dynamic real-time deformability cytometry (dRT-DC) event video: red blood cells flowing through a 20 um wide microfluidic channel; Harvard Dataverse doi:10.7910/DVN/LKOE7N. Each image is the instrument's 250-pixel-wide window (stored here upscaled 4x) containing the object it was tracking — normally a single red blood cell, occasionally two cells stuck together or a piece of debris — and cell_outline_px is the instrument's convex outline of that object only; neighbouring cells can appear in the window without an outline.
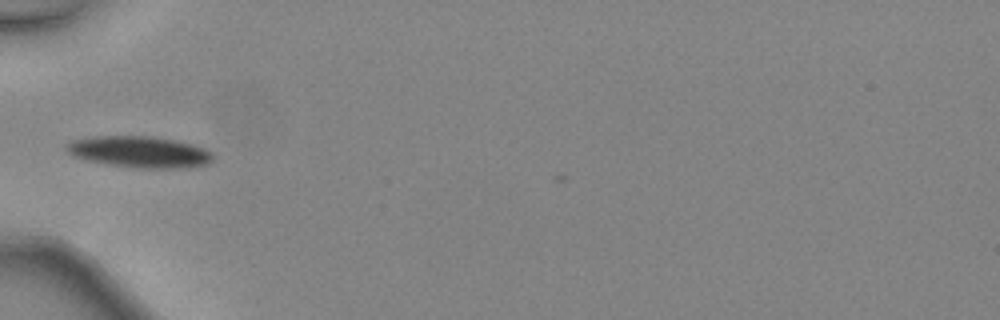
{"species": "common noctule bat (a hibernating species)", "species_latin": "Nyctalus noctula", "temperature_condition": "warm", "stored_images_in_passage": 5, "camera_frame_rate_fps": 3000, "um_per_image_px": 0.085, "animal": {"sex": "female", "body_mass_g": 24.6, "forearm_length_mm": 56.2}, "frame": {"image": 1, "passage_image": 3, "time_ms": 0.667, "image_size_px": [1000, 320], "cell_outline_px": [[212, 160], [208, 164], [188, 168], [136, 168], [84, 160], [72, 156], [64, 148], [64, 144], [72, 140], [92, 136], [152, 136], [192, 144], [204, 148], [212, 152]], "centroid_in_image_um": [11.82, 12.91], "position_along_channel_um": 73.2, "area_um2": 26.99}}